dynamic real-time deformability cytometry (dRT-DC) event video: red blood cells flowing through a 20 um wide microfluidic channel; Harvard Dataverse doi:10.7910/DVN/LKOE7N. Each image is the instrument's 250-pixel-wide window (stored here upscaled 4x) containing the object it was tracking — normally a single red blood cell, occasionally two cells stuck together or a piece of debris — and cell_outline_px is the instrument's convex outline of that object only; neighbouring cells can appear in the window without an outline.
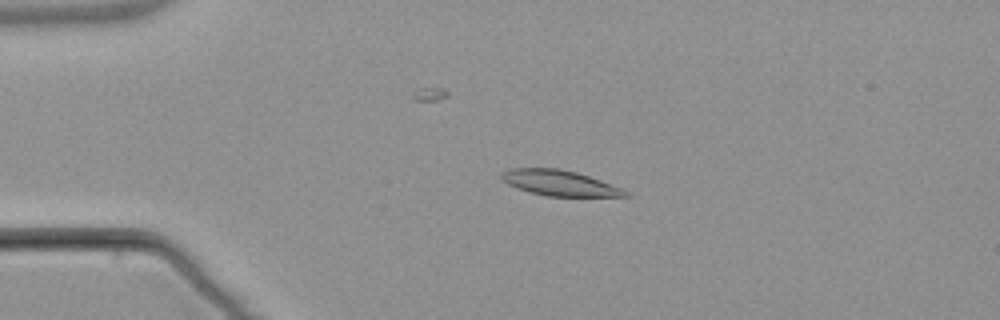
{"species": "common noctule bat (a hibernating species)", "species_latin": "Nyctalus noctula", "temperature_condition": "warm", "stored_images_in_passage": 3, "camera_frame_rate_fps": 3000, "um_per_image_px": 0.085, "animal": {"sex": "male", "body_mass_g": 21.5, "forearm_length_mm": 52.0}, "frame": {"image": 1, "passage_image": 2, "time_ms": 1.333, "image_size_px": [1000, 320], "cell_outline_px": [[632, 196], [544, 196], [528, 192], [516, 188], [500, 180], [500, 172], [508, 168], [560, 168], [576, 172], [600, 180], [620, 188], [628, 192]], "centroid_in_image_um": [47.47, 15.55], "position_along_channel_um": 37.5, "area_um2": 18.5}}